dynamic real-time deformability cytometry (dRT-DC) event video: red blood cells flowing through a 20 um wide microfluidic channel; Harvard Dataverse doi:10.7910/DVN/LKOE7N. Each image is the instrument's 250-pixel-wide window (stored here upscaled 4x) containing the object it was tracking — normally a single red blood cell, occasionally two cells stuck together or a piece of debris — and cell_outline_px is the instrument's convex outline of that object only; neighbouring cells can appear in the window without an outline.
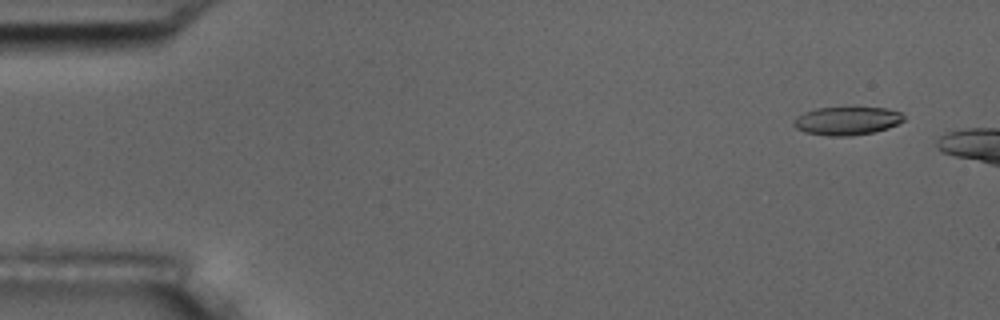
{"species": "common noctule bat (a hibernating species)", "species_latin": "Nyctalus noctula", "temperature_condition": "room temperature", "stored_images_in_passage": 3, "camera_frame_rate_fps": 3000, "um_per_image_px": 0.085, "animal": {"sex": "male", "body_mass_g": 17.5, "forearm_length_mm": 52.3}, "frame": {"image": 1, "passage_image": 1, "time_ms": 0.0, "image_size_px": [1000, 320], "cell_outline_px": [[904, 120], [888, 128], [872, 132], [852, 136], [828, 136], [804, 132], [796, 128], [792, 124], [796, 116], [804, 112], [816, 108], [888, 108], [900, 112], [904, 116]], "centroid_in_image_um": [71.96, 10.28], "position_along_channel_um": 13.0, "area_um2": 18.09}}